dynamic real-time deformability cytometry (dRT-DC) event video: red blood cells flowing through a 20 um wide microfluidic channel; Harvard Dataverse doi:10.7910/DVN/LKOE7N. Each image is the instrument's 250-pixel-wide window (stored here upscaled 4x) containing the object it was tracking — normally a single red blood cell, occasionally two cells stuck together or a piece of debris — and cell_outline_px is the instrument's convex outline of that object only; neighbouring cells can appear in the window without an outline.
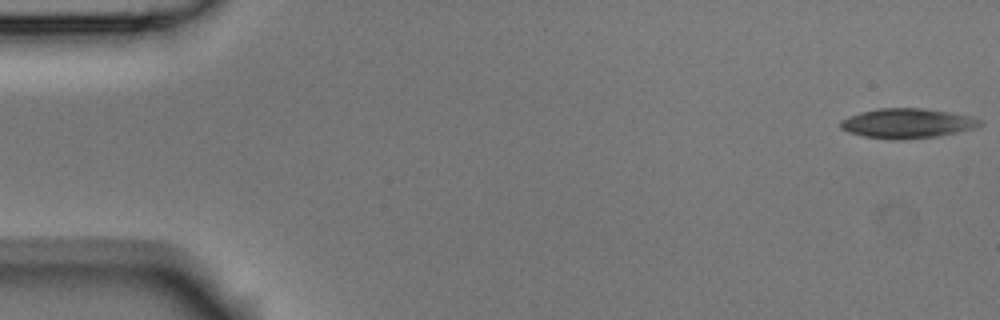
{"species": "Egyptian fruit bat (a non-hibernating species)", "species_latin": "Rousettus aegyptiacus", "temperature_condition": "room temperature", "stored_images_in_passage": 6, "camera_frame_rate_fps": 3000, "um_per_image_px": 0.085, "animal": {"sex": "male"}, "frame": {"image": 1, "passage_image": 1, "time_ms": 0.0, "image_size_px": [1000, 320], "cell_outline_px": [[984, 124], [976, 128], [936, 136], [900, 140], [892, 140], [864, 136], [848, 132], [840, 128], [840, 120], [848, 116], [860, 112], [880, 108], [924, 108], [972, 116], [984, 120]], "centroid_in_image_um": [77.13, 10.48], "position_along_channel_um": 7.9, "area_um2": 24.33}}